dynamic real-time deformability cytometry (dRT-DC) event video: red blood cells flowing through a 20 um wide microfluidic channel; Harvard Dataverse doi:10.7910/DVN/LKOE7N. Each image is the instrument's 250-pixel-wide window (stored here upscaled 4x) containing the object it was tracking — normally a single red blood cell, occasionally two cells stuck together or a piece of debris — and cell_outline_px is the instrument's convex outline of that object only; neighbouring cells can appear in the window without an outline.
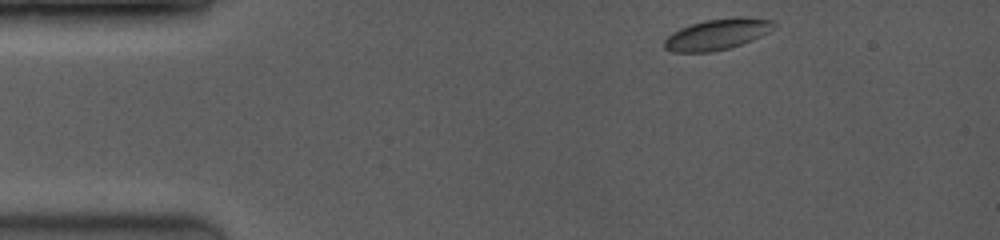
{"species": "common noctule bat (a hibernating species)", "species_latin": "Nyctalus noctula", "temperature_condition": "room temperature", "stored_images_in_passage": 30, "camera_frame_rate_fps": 3500, "um_per_image_px": 0.085, "animal": {"sex": "female", "body_mass_g": 19.0, "forearm_length_mm": 53.3}, "frame": {"image": 1, "passage_image": 1, "time_ms": 0.0, "image_size_px": [1000, 240], "cell_outline_px": [[776, 28], [752, 40], [728, 48], [712, 52], [668, 52], [664, 48], [664, 40], [672, 32], [680, 28], [704, 20], [740, 16], [772, 20], [776, 24]], "centroid_in_image_um": [60.95, 2.91], "position_along_channel_um": 24.0, "area_um2": 19.83}}
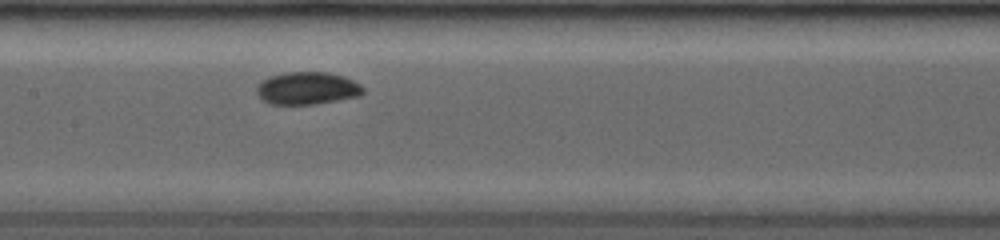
{"frame": {"image": 2, "passage_image": 15, "time_ms": 5.714, "image_size_px": [1000, 240], "cell_outline_px": [[364, 92], [360, 96], [316, 104], [272, 104], [264, 100], [256, 92], [256, 88], [268, 76], [284, 72], [328, 72], [344, 76], [360, 84], [364, 88]], "centroid_in_image_um": [26.15, 7.49], "position_along_channel_um": 181.3, "area_um2": 20.17}}
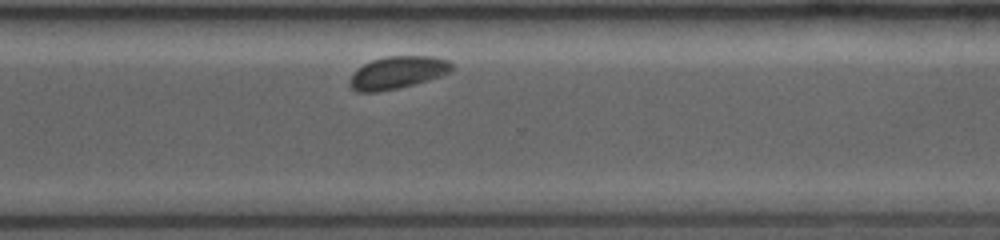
{"frame": {"image": 3, "passage_image": 30, "time_ms": 9.714, "image_size_px": [1000, 240], "cell_outline_px": [[452, 72], [428, 80], [396, 88], [376, 92], [356, 92], [348, 84], [352, 72], [356, 68], [372, 60], [384, 56], [436, 56], [448, 60], [452, 64]], "centroid_in_image_um": [33.77, 6.15], "position_along_channel_um": 336.8, "area_um2": 19.42}}